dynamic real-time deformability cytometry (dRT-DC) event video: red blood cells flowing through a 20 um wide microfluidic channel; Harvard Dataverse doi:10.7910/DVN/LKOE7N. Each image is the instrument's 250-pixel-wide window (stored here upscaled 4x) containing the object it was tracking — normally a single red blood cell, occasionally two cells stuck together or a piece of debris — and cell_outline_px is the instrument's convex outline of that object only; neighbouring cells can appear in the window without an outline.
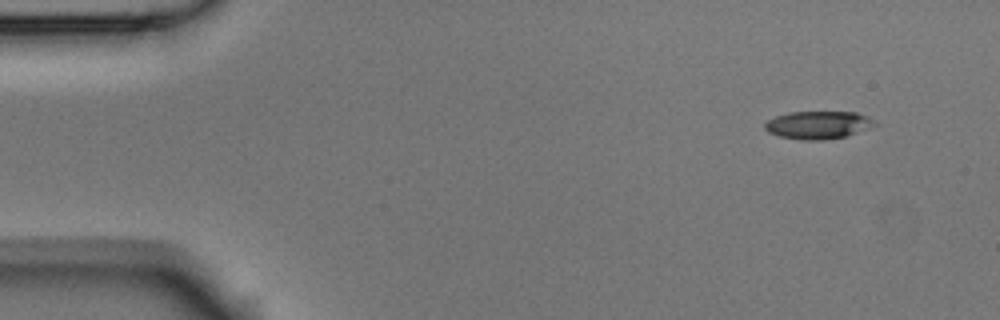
{"species": "Egyptian fruit bat (a non-hibernating species)", "species_latin": "Rousettus aegyptiacus", "temperature_condition": "room temperature", "stored_images_in_passage": 4, "camera_frame_rate_fps": 3000, "um_per_image_px": 0.085, "animal": {"sex": "male"}, "frame": {"image": 1, "passage_image": 1, "time_ms": 0.0, "image_size_px": [1000, 320], "cell_outline_px": [[880, 124], [848, 136], [824, 140], [804, 140], [780, 136], [768, 132], [764, 128], [764, 124], [768, 120], [776, 116], [788, 112], [856, 112], [868, 116]], "centroid_in_image_um": [69.58, 10.62], "position_along_channel_um": 15.4, "area_um2": 17.98}}
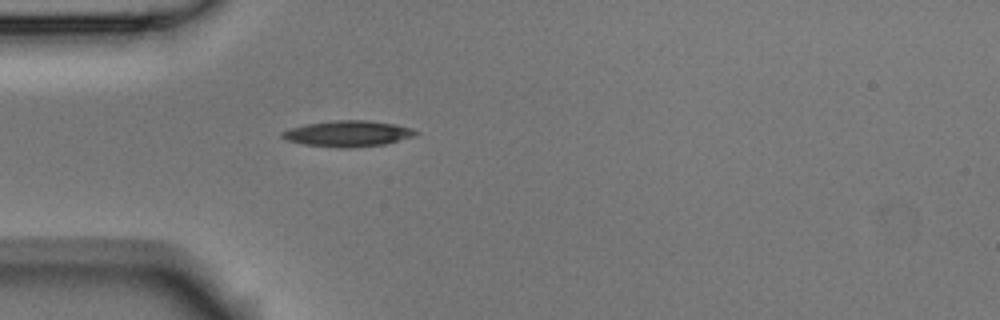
{"frame": {"image": 2, "passage_image": 4, "time_ms": 1.0, "image_size_px": [1000, 320], "cell_outline_px": [[420, 132], [416, 136], [384, 144], [304, 144], [288, 140], [280, 136], [280, 132], [288, 128], [304, 124], [336, 120], [368, 120], [396, 124], [412, 128]], "centroid_in_image_um": [29.6, 11.28], "position_along_channel_um": 55.4, "area_um2": 19.07}}